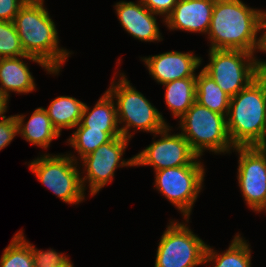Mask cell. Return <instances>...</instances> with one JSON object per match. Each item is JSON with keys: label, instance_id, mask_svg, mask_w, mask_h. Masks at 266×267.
<instances>
[{"label": "cell", "instance_id": "obj_18", "mask_svg": "<svg viewBox=\"0 0 266 267\" xmlns=\"http://www.w3.org/2000/svg\"><path fill=\"white\" fill-rule=\"evenodd\" d=\"M108 91L101 96L94 108L85 104L81 121L76 127L100 130L106 133H121L117 118L116 103Z\"/></svg>", "mask_w": 266, "mask_h": 267}, {"label": "cell", "instance_id": "obj_21", "mask_svg": "<svg viewBox=\"0 0 266 267\" xmlns=\"http://www.w3.org/2000/svg\"><path fill=\"white\" fill-rule=\"evenodd\" d=\"M196 76V102L211 111L228 114L231 97L203 69Z\"/></svg>", "mask_w": 266, "mask_h": 267}, {"label": "cell", "instance_id": "obj_13", "mask_svg": "<svg viewBox=\"0 0 266 267\" xmlns=\"http://www.w3.org/2000/svg\"><path fill=\"white\" fill-rule=\"evenodd\" d=\"M142 59L149 74L160 84L182 78L196 77L197 75L194 72L202 64V59L191 51L189 53L170 51Z\"/></svg>", "mask_w": 266, "mask_h": 267}, {"label": "cell", "instance_id": "obj_31", "mask_svg": "<svg viewBox=\"0 0 266 267\" xmlns=\"http://www.w3.org/2000/svg\"><path fill=\"white\" fill-rule=\"evenodd\" d=\"M8 98L0 93V118L6 117L4 114L7 111Z\"/></svg>", "mask_w": 266, "mask_h": 267}, {"label": "cell", "instance_id": "obj_16", "mask_svg": "<svg viewBox=\"0 0 266 267\" xmlns=\"http://www.w3.org/2000/svg\"><path fill=\"white\" fill-rule=\"evenodd\" d=\"M22 58L38 63L50 74L59 73L53 72L41 59L31 55L0 58V93L8 99L11 91L18 94H29L36 89L34 77Z\"/></svg>", "mask_w": 266, "mask_h": 267}, {"label": "cell", "instance_id": "obj_10", "mask_svg": "<svg viewBox=\"0 0 266 267\" xmlns=\"http://www.w3.org/2000/svg\"><path fill=\"white\" fill-rule=\"evenodd\" d=\"M129 139L123 136L115 137L111 141L100 145L95 151L81 158L84 171L81 178L85 191L86 181L89 182L90 195H96L105 185L112 182L117 167L135 166V157L123 160L122 156Z\"/></svg>", "mask_w": 266, "mask_h": 267}, {"label": "cell", "instance_id": "obj_11", "mask_svg": "<svg viewBox=\"0 0 266 267\" xmlns=\"http://www.w3.org/2000/svg\"><path fill=\"white\" fill-rule=\"evenodd\" d=\"M239 154L238 182L246 204L255 212L266 210V149L234 147Z\"/></svg>", "mask_w": 266, "mask_h": 267}, {"label": "cell", "instance_id": "obj_15", "mask_svg": "<svg viewBox=\"0 0 266 267\" xmlns=\"http://www.w3.org/2000/svg\"><path fill=\"white\" fill-rule=\"evenodd\" d=\"M115 10L121 26L132 37L145 42L162 40L155 17L157 14L151 12L141 0L137 4L120 1L116 3Z\"/></svg>", "mask_w": 266, "mask_h": 267}, {"label": "cell", "instance_id": "obj_3", "mask_svg": "<svg viewBox=\"0 0 266 267\" xmlns=\"http://www.w3.org/2000/svg\"><path fill=\"white\" fill-rule=\"evenodd\" d=\"M227 130L234 147L259 146L266 132V74L230 100Z\"/></svg>", "mask_w": 266, "mask_h": 267}, {"label": "cell", "instance_id": "obj_33", "mask_svg": "<svg viewBox=\"0 0 266 267\" xmlns=\"http://www.w3.org/2000/svg\"><path fill=\"white\" fill-rule=\"evenodd\" d=\"M65 267H74L73 266V264H72V262H70L67 266H65Z\"/></svg>", "mask_w": 266, "mask_h": 267}, {"label": "cell", "instance_id": "obj_24", "mask_svg": "<svg viewBox=\"0 0 266 267\" xmlns=\"http://www.w3.org/2000/svg\"><path fill=\"white\" fill-rule=\"evenodd\" d=\"M0 267H34L30 243L22 230L13 236L11 243L3 250Z\"/></svg>", "mask_w": 266, "mask_h": 267}, {"label": "cell", "instance_id": "obj_5", "mask_svg": "<svg viewBox=\"0 0 266 267\" xmlns=\"http://www.w3.org/2000/svg\"><path fill=\"white\" fill-rule=\"evenodd\" d=\"M179 122L181 134L200 158L205 150L225 154L234 149L227 130L226 115L211 111L195 101Z\"/></svg>", "mask_w": 266, "mask_h": 267}, {"label": "cell", "instance_id": "obj_26", "mask_svg": "<svg viewBox=\"0 0 266 267\" xmlns=\"http://www.w3.org/2000/svg\"><path fill=\"white\" fill-rule=\"evenodd\" d=\"M30 248L34 259V267H65L71 262L66 255L53 249L38 250L31 243Z\"/></svg>", "mask_w": 266, "mask_h": 267}, {"label": "cell", "instance_id": "obj_29", "mask_svg": "<svg viewBox=\"0 0 266 267\" xmlns=\"http://www.w3.org/2000/svg\"><path fill=\"white\" fill-rule=\"evenodd\" d=\"M27 0H0V21H13Z\"/></svg>", "mask_w": 266, "mask_h": 267}, {"label": "cell", "instance_id": "obj_22", "mask_svg": "<svg viewBox=\"0 0 266 267\" xmlns=\"http://www.w3.org/2000/svg\"><path fill=\"white\" fill-rule=\"evenodd\" d=\"M214 262L213 267H251V249L249 244L237 234L226 251L219 254L207 245L204 264Z\"/></svg>", "mask_w": 266, "mask_h": 267}, {"label": "cell", "instance_id": "obj_6", "mask_svg": "<svg viewBox=\"0 0 266 267\" xmlns=\"http://www.w3.org/2000/svg\"><path fill=\"white\" fill-rule=\"evenodd\" d=\"M209 56L210 63L203 70L231 98L263 73L254 53L209 49Z\"/></svg>", "mask_w": 266, "mask_h": 267}, {"label": "cell", "instance_id": "obj_23", "mask_svg": "<svg viewBox=\"0 0 266 267\" xmlns=\"http://www.w3.org/2000/svg\"><path fill=\"white\" fill-rule=\"evenodd\" d=\"M119 136H122L121 133H106L100 130H89L87 127H77L67 142L75 148L81 159L95 151L100 145Z\"/></svg>", "mask_w": 266, "mask_h": 267}, {"label": "cell", "instance_id": "obj_1", "mask_svg": "<svg viewBox=\"0 0 266 267\" xmlns=\"http://www.w3.org/2000/svg\"><path fill=\"white\" fill-rule=\"evenodd\" d=\"M261 13L241 0H215L207 33L210 49L255 53L259 47Z\"/></svg>", "mask_w": 266, "mask_h": 267}, {"label": "cell", "instance_id": "obj_12", "mask_svg": "<svg viewBox=\"0 0 266 267\" xmlns=\"http://www.w3.org/2000/svg\"><path fill=\"white\" fill-rule=\"evenodd\" d=\"M171 127L166 126L156 133L161 138L154 141L143 151L135 155V166H153L154 171L179 167L190 163H201L190 143L179 134H169ZM199 160V161H198Z\"/></svg>", "mask_w": 266, "mask_h": 267}, {"label": "cell", "instance_id": "obj_20", "mask_svg": "<svg viewBox=\"0 0 266 267\" xmlns=\"http://www.w3.org/2000/svg\"><path fill=\"white\" fill-rule=\"evenodd\" d=\"M85 103L70 96L56 97L47 111L53 126L61 134L62 129L75 128L81 121Z\"/></svg>", "mask_w": 266, "mask_h": 267}, {"label": "cell", "instance_id": "obj_27", "mask_svg": "<svg viewBox=\"0 0 266 267\" xmlns=\"http://www.w3.org/2000/svg\"><path fill=\"white\" fill-rule=\"evenodd\" d=\"M18 135V125L15 115L0 120V150L7 147L14 137Z\"/></svg>", "mask_w": 266, "mask_h": 267}, {"label": "cell", "instance_id": "obj_30", "mask_svg": "<svg viewBox=\"0 0 266 267\" xmlns=\"http://www.w3.org/2000/svg\"><path fill=\"white\" fill-rule=\"evenodd\" d=\"M261 30H264L263 35H260L259 37V47L258 51L266 52V12L262 11L261 17H260V33ZM259 66L261 70L264 72L266 70V61H260L258 60Z\"/></svg>", "mask_w": 266, "mask_h": 267}, {"label": "cell", "instance_id": "obj_25", "mask_svg": "<svg viewBox=\"0 0 266 267\" xmlns=\"http://www.w3.org/2000/svg\"><path fill=\"white\" fill-rule=\"evenodd\" d=\"M25 55L13 21H0V58Z\"/></svg>", "mask_w": 266, "mask_h": 267}, {"label": "cell", "instance_id": "obj_4", "mask_svg": "<svg viewBox=\"0 0 266 267\" xmlns=\"http://www.w3.org/2000/svg\"><path fill=\"white\" fill-rule=\"evenodd\" d=\"M120 76L118 82L112 80L107 91L116 98L118 124L124 122L120 127L121 135L130 139L134 134L129 133L131 127L156 135L168 125L162 114L130 84L123 73H120Z\"/></svg>", "mask_w": 266, "mask_h": 267}, {"label": "cell", "instance_id": "obj_32", "mask_svg": "<svg viewBox=\"0 0 266 267\" xmlns=\"http://www.w3.org/2000/svg\"><path fill=\"white\" fill-rule=\"evenodd\" d=\"M258 147L266 149V132H265L264 140L262 141V143Z\"/></svg>", "mask_w": 266, "mask_h": 267}, {"label": "cell", "instance_id": "obj_28", "mask_svg": "<svg viewBox=\"0 0 266 267\" xmlns=\"http://www.w3.org/2000/svg\"><path fill=\"white\" fill-rule=\"evenodd\" d=\"M142 3L154 14L164 16L171 14L178 0H141Z\"/></svg>", "mask_w": 266, "mask_h": 267}, {"label": "cell", "instance_id": "obj_7", "mask_svg": "<svg viewBox=\"0 0 266 267\" xmlns=\"http://www.w3.org/2000/svg\"><path fill=\"white\" fill-rule=\"evenodd\" d=\"M77 163L71 154H44L31 161L29 168L63 202L79 204L85 199V193Z\"/></svg>", "mask_w": 266, "mask_h": 267}, {"label": "cell", "instance_id": "obj_9", "mask_svg": "<svg viewBox=\"0 0 266 267\" xmlns=\"http://www.w3.org/2000/svg\"><path fill=\"white\" fill-rule=\"evenodd\" d=\"M207 244L184 223L170 222L157 247L154 267H195L204 264Z\"/></svg>", "mask_w": 266, "mask_h": 267}, {"label": "cell", "instance_id": "obj_8", "mask_svg": "<svg viewBox=\"0 0 266 267\" xmlns=\"http://www.w3.org/2000/svg\"><path fill=\"white\" fill-rule=\"evenodd\" d=\"M203 167L202 163H190L155 171V188L183 213L187 222L203 187Z\"/></svg>", "mask_w": 266, "mask_h": 267}, {"label": "cell", "instance_id": "obj_14", "mask_svg": "<svg viewBox=\"0 0 266 267\" xmlns=\"http://www.w3.org/2000/svg\"><path fill=\"white\" fill-rule=\"evenodd\" d=\"M215 0H178L171 14L163 22L170 30H184L207 34Z\"/></svg>", "mask_w": 266, "mask_h": 267}, {"label": "cell", "instance_id": "obj_17", "mask_svg": "<svg viewBox=\"0 0 266 267\" xmlns=\"http://www.w3.org/2000/svg\"><path fill=\"white\" fill-rule=\"evenodd\" d=\"M25 117V115H15L18 134L27 142L47 149L51 141L61 135L53 126L45 108L39 107L35 109L27 122L24 121Z\"/></svg>", "mask_w": 266, "mask_h": 267}, {"label": "cell", "instance_id": "obj_19", "mask_svg": "<svg viewBox=\"0 0 266 267\" xmlns=\"http://www.w3.org/2000/svg\"><path fill=\"white\" fill-rule=\"evenodd\" d=\"M165 103L175 118H181L196 101V77L177 79L162 84Z\"/></svg>", "mask_w": 266, "mask_h": 267}, {"label": "cell", "instance_id": "obj_2", "mask_svg": "<svg viewBox=\"0 0 266 267\" xmlns=\"http://www.w3.org/2000/svg\"><path fill=\"white\" fill-rule=\"evenodd\" d=\"M43 3L44 0H27L13 23L24 52L41 59L53 72H60L71 53L59 47L55 23Z\"/></svg>", "mask_w": 266, "mask_h": 267}]
</instances>
